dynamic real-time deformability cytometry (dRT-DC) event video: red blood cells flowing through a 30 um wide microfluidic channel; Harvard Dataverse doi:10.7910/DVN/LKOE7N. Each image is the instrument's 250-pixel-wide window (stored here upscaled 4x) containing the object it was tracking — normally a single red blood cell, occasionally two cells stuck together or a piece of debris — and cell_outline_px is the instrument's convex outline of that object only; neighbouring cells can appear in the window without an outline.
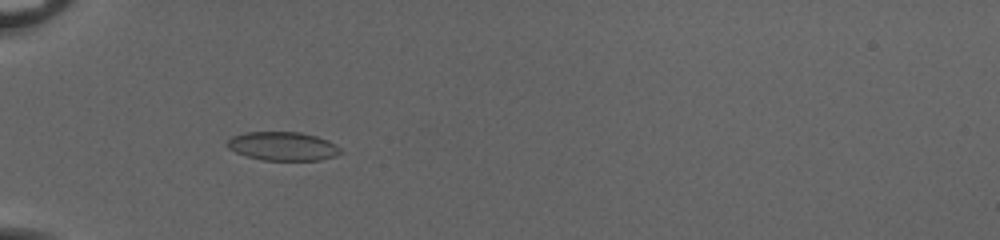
{"species": "common noctule bat (a hibernating species)", "species_latin": "Nyctalus noctula", "temperature_condition": "cold", "stored_images_in_passage": 54, "camera_frame_rate_fps": 3000, "um_per_image_px": 0.085, "animal": {"sex": "female", "body_mass_g": 20.0, "forearm_length_mm": 54.0}, "frame": {"image": 1, "passage_image": 20, "time_ms": 6.333, "image_size_px": [1000, 240], "cell_outline_px": [[344, 152], [336, 156], [320, 160], [264, 160], [248, 156], [236, 152], [228, 148], [224, 144], [232, 136], [244, 132], [300, 132], [316, 136], [328, 140], [340, 148]], "centroid_in_image_um": [24.04, 12.42], "position_along_channel_um": 61.0, "area_um2": 19.02}}
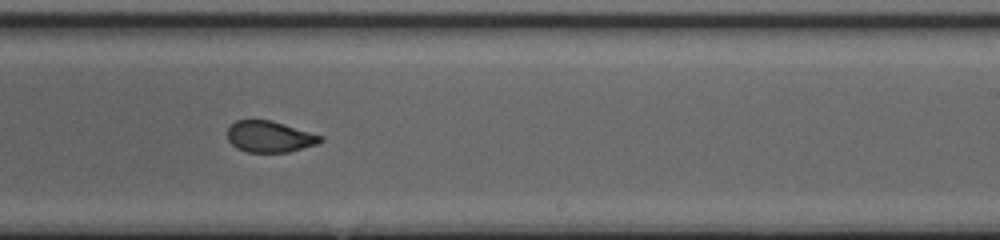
{"frame": {"image": 2, "passage_image": 36, "time_ms": 11.667, "image_size_px": [1000, 240], "cell_outline_px": [[324, 140], [316, 144], [288, 152], [248, 152], [236, 148], [228, 140], [228, 128], [236, 120], [272, 120], [324, 136]], "centroid_in_image_um": [22.93, 11.61], "position_along_channel_um": 266.1, "area_um2": 16.94}}
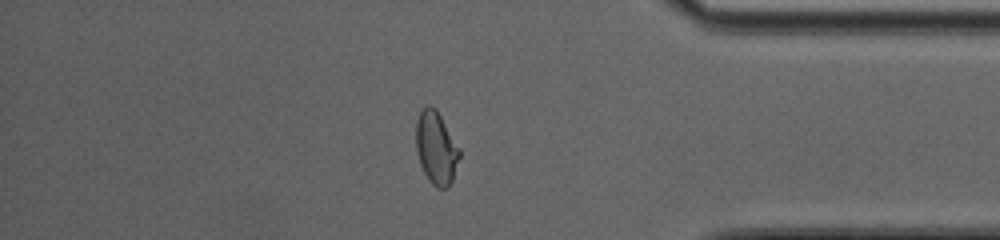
{"frame": {"image": 3, "passage_image": 47, "time_ms": 15.333, "image_size_px": [1000, 240], "cell_outline_px": [[460, 156], [452, 180], [448, 188], [436, 188], [428, 180], [420, 164], [416, 152], [416, 120], [420, 112], [428, 104], [436, 108], [460, 148]], "centroid_in_image_um": [37.07, 12.58], "position_along_channel_um": 398.1, "area_um2": 18.55}, "authors_computed_cell_mechanics": {"area_um2": 18.6116, "velocity_mm_per_s": 4.0569, "shape_relaxation_time_tau1_ms": 10.6273, "shape_relaxation_time_tau2_ms": 0.7829, "deformation_change_tau1": 0.2279, "deformation_change_tau2": 0.056}}